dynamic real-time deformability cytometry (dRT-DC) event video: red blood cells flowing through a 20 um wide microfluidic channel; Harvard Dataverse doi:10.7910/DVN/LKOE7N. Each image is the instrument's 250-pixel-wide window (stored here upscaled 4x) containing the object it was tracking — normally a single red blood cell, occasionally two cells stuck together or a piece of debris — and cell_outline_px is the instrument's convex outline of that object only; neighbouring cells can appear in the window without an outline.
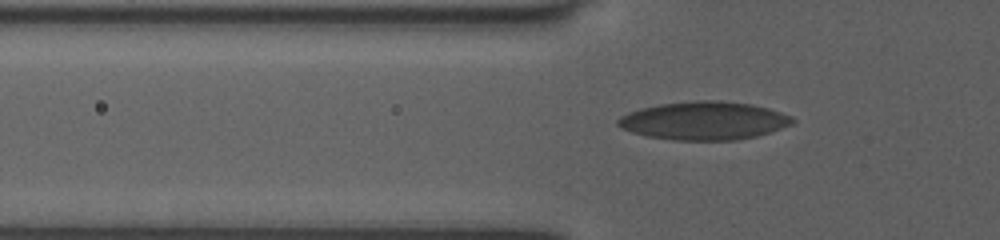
{"species": "human", "species_latin": "Homo sapiens", "temperature_condition": "room temperature", "stored_images_in_passage": 37, "camera_frame_rate_fps": 3000, "um_per_image_px": 0.085, "donor": {"sex": "female"}, "frame": {"image": 1, "passage_image": 6, "time_ms": 1.667, "image_size_px": [1000, 240], "cell_outline_px": [[796, 120], [792, 124], [756, 136], [736, 140], [672, 140], [648, 136], [632, 132], [616, 124], [616, 120], [620, 116], [628, 112], [640, 108], [660, 104], [696, 100], [720, 100], [752, 104], [768, 108], [792, 116]], "centroid_in_image_um": [59.83, 10.25], "position_along_channel_um": 66.0, "area_um2": 38.84}}
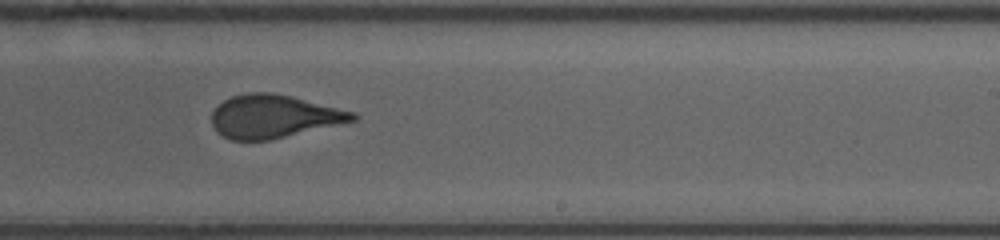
{"frame": {"image": 2, "passage_image": 21, "time_ms": 6.667, "image_size_px": [1000, 240], "cell_outline_px": [[360, 116], [356, 120], [268, 140], [232, 140], [216, 132], [212, 124], [212, 112], [224, 100], [232, 96], [248, 92], [272, 92], [292, 96], [356, 112]], "centroid_in_image_um": [23.27, 9.88], "position_along_channel_um": 265.7, "area_um2": 35.26}}
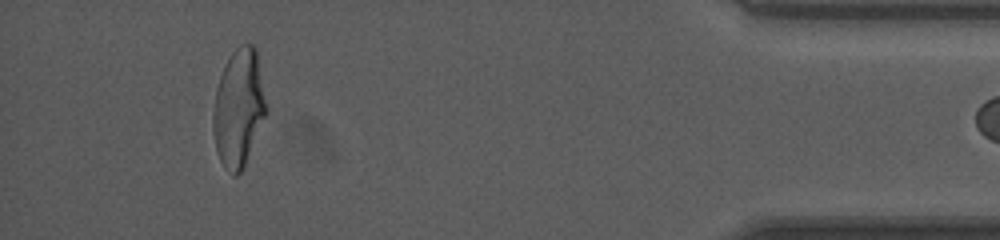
{"frame": {"image": 3, "passage_image": 36, "time_ms": 11.667, "image_size_px": [1000, 240], "cell_outline_px": [[268, 108], [244, 164], [240, 172], [236, 176], [232, 176], [220, 160], [216, 152], [212, 128], [212, 116], [216, 88], [220, 76], [232, 52], [240, 44], [256, 44]], "centroid_in_image_um": [20.28, 9.14], "position_along_channel_um": 414.9, "area_um2": 36.36}}